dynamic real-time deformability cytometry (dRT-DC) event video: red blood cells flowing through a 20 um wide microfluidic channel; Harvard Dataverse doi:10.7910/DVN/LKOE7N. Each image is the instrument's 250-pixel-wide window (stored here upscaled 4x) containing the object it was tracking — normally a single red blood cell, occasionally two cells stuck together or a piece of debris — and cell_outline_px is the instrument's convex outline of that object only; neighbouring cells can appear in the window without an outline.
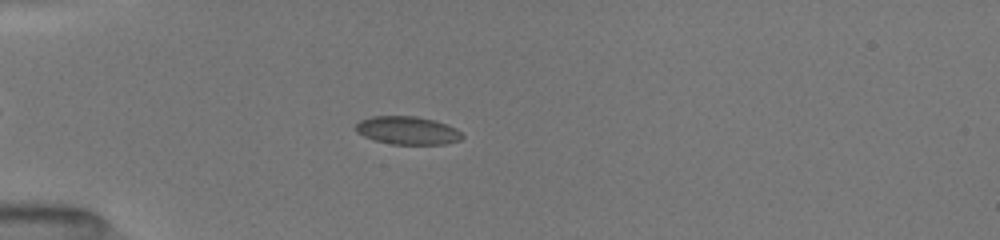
{"species": "common noctule bat (a hibernating species)", "species_latin": "Nyctalus noctula", "temperature_condition": "room temperature", "stored_images_in_passage": 47, "camera_frame_rate_fps": 3000, "um_per_image_px": 0.085, "animal": {"sex": "female", "body_mass_g": 19.5, "forearm_length_mm": 54.1}, "frame": {"image": 1, "passage_image": 10, "time_ms": 3.0, "image_size_px": [1000, 240], "cell_outline_px": [[464, 136], [460, 140], [444, 144], [392, 144], [376, 140], [364, 136], [356, 132], [356, 124], [360, 120], [372, 116], [416, 116], [432, 120], [456, 128]], "centroid_in_image_um": [34.62, 11.09], "position_along_channel_um": 50.4, "area_um2": 17.22}}
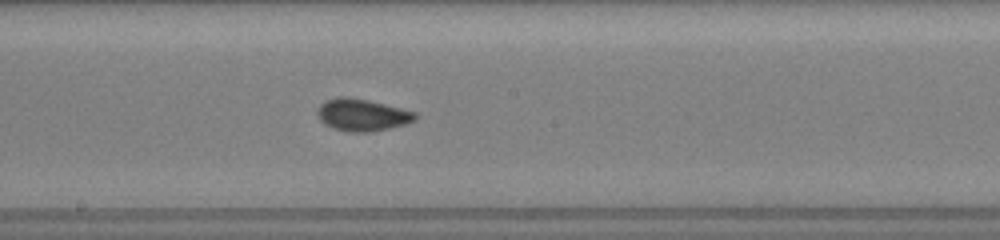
{"frame": {"image": 2, "passage_image": 24, "time_ms": 7.667, "image_size_px": [1000, 240], "cell_outline_px": [[416, 120], [404, 124], [372, 132], [348, 132], [332, 128], [324, 124], [316, 116], [316, 112], [320, 104], [324, 100], [336, 96], [348, 96], [368, 100], [416, 112]], "centroid_in_image_um": [30.71, 9.76], "position_along_channel_um": 217.5, "area_um2": 18.5}}
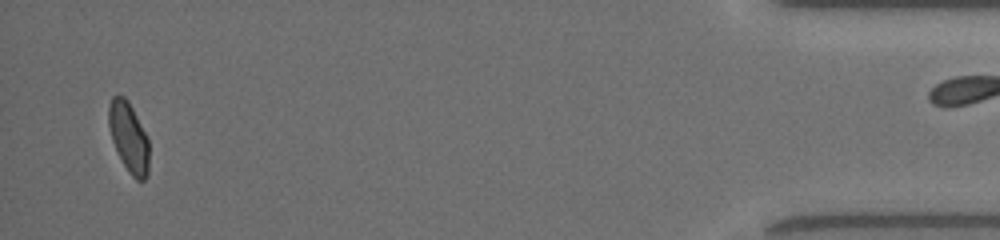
{"frame": {"image": 3, "passage_image": 45, "time_ms": 14.667, "image_size_px": [1000, 240], "cell_outline_px": [[148, 176], [144, 180], [136, 180], [128, 172], [112, 140], [108, 124], [108, 104], [112, 96], [124, 96], [128, 100], [148, 140]], "centroid_in_image_um": [10.92, 11.66], "position_along_channel_um": 424.3, "area_um2": 16.18}, "authors_computed_cell_mechanics": {"area_um2": 17.2822, "velocity_mm_per_s": 4.0098, "shape_relaxation_time_tau1_ms": 8.1207, "shape_relaxation_time_tau2_ms": null, "deformation_change_tau1": 0.1475, "deformation_change_tau2": null}}